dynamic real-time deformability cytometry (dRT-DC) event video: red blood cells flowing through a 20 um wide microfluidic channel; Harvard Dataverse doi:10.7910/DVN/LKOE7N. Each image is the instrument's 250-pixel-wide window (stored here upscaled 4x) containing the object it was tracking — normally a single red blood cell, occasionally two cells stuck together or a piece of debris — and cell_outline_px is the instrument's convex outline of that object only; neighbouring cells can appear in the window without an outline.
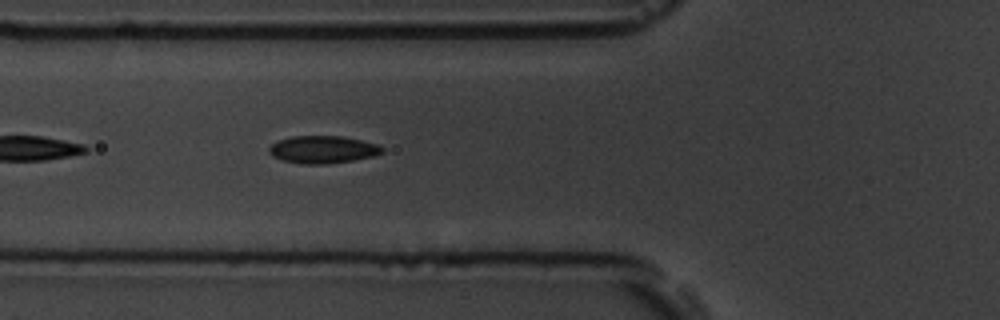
{"species": "common noctule bat (a hibernating species)", "species_latin": "Nyctalus noctula", "temperature_condition": "room temperature", "stored_images_in_passage": 7, "camera_frame_rate_fps": 3000, "um_per_image_px": 0.085, "animal": {"sex": "male", "body_mass_g": 19.5, "forearm_length_mm": 54.6}, "frame": {"image": 1, "passage_image": 7, "time_ms": 6.667, "image_size_px": [1000, 320], "cell_outline_px": [[384, 152], [372, 156], [352, 160], [328, 164], [304, 164], [280, 160], [272, 156], [268, 152], [268, 148], [276, 140], [292, 136], [340, 136], [380, 144], [384, 148]], "centroid_in_image_um": [27.41, 12.71], "position_along_channel_um": 98.4, "area_um2": 18.26}}